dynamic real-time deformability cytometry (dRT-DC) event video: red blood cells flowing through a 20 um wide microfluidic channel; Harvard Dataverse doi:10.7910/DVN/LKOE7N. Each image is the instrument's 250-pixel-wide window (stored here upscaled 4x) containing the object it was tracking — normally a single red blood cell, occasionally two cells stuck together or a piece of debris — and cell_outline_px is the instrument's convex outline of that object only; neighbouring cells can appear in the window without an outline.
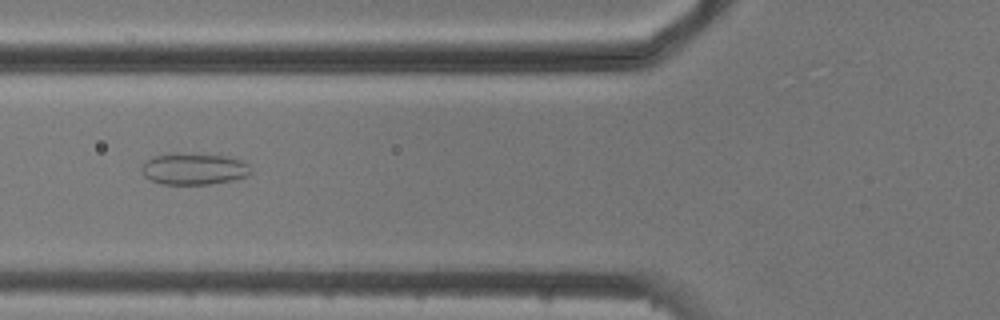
{"species": "common noctule bat (a hibernating species)", "species_latin": "Nyctalus noctula", "temperature_condition": "cold", "stored_images_in_passage": 8, "camera_frame_rate_fps": 3000, "um_per_image_px": 0.085, "animal": {"sex": "male", "body_mass_g": 20.5, "forearm_length_mm": 52.5}, "frame": {"image": 1, "passage_image": 6, "time_ms": 5.667, "image_size_px": [1000, 320], "cell_outline_px": [[252, 172], [248, 176], [232, 180], [208, 184], [164, 184], [152, 180], [144, 176], [140, 168], [152, 156], [220, 152], [244, 160], [248, 164]], "centroid_in_image_um": [16.59, 14.33], "position_along_channel_um": 109.2, "area_um2": 20.4}}
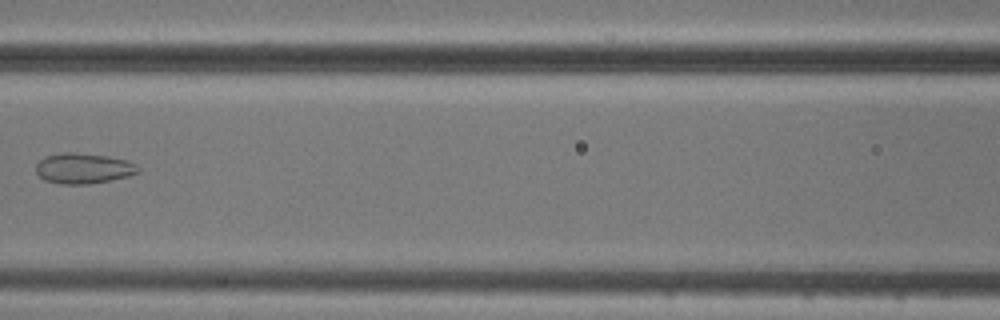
{"frame": {"image": 2, "passage_image": 7, "time_ms": 7.0, "image_size_px": [1000, 320], "cell_outline_px": [[140, 172], [128, 176], [88, 184], [60, 184], [44, 180], [36, 172], [36, 164], [44, 156], [64, 152], [72, 152], [108, 156], [124, 160], [136, 164], [140, 168]], "centroid_in_image_um": [7.07, 14.31], "position_along_channel_um": 159.5, "area_um2": 18.09}}
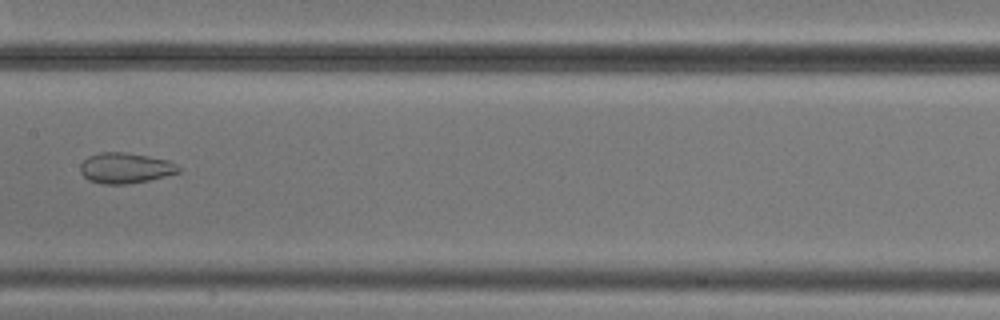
{"frame": {"image": 3, "passage_image": 8, "time_ms": 8.0, "image_size_px": [1000, 320], "cell_outline_px": [[180, 172], [148, 180], [128, 184], [104, 184], [88, 180], [80, 172], [80, 164], [88, 156], [100, 152], [124, 152], [148, 156], [168, 160], [176, 164], [180, 168]], "centroid_in_image_um": [10.63, 14.28], "position_along_channel_um": 196.8, "area_um2": 17.46}}